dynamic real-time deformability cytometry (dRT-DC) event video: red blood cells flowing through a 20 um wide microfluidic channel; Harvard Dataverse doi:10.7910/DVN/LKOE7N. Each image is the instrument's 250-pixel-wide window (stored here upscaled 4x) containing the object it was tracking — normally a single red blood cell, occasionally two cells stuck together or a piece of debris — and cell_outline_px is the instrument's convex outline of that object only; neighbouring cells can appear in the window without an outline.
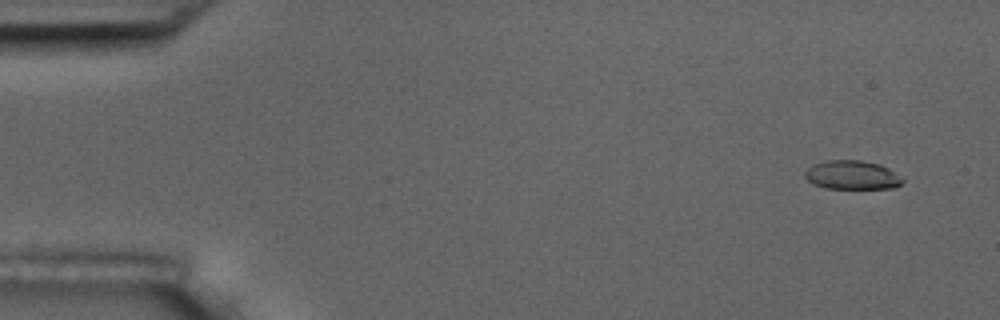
{"species": "common noctule bat (a hibernating species)", "species_latin": "Nyctalus noctula", "temperature_condition": "room temperature", "stored_images_in_passage": 5, "camera_frame_rate_fps": 3000, "um_per_image_px": 0.085, "animal": {"sex": "male", "body_mass_g": 17.5, "forearm_length_mm": 52.3}, "frame": {"image": 1, "passage_image": 1, "time_ms": 0.0, "image_size_px": [1000, 320], "cell_outline_px": [[904, 180], [896, 188], [824, 188], [812, 184], [804, 176], [804, 172], [808, 168], [816, 164], [828, 160], [860, 160], [880, 164], [888, 168]], "centroid_in_image_um": [72.41, 14.88], "position_along_channel_um": 12.6, "area_um2": 16.3}}